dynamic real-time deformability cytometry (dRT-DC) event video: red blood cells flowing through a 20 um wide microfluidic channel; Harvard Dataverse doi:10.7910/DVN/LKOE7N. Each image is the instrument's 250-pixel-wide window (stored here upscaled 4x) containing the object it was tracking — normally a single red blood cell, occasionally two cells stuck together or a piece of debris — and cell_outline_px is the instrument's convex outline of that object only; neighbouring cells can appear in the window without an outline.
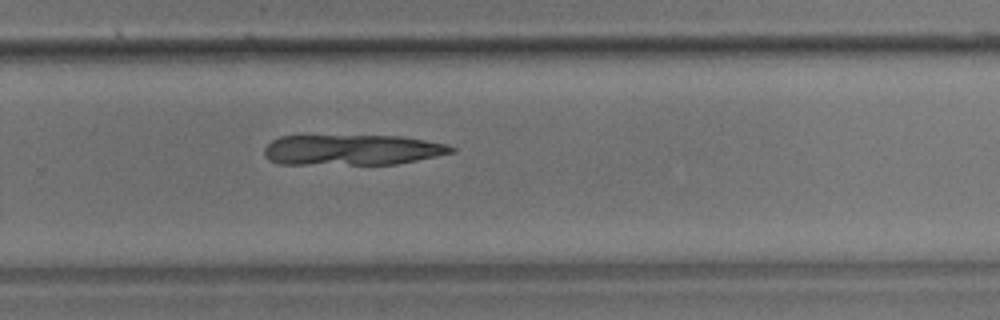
{"species": "common noctule bat (a hibernating species)", "species_latin": "Nyctalus noctula", "temperature_condition": "room temperature", "stored_images_in_passage": 36, "camera_frame_rate_fps": 3000, "um_per_image_px": 0.085, "animal": {"sex": "male", "body_mass_g": 17.9}, "frame": {"image": 1, "passage_image": 23, "time_ms": 7.333, "image_size_px": [1000, 320], "cell_outline_px": [[456, 152], [396, 164], [280, 164], [268, 160], [264, 156], [264, 148], [272, 140], [280, 136], [400, 136], [448, 144], [456, 148]], "centroid_in_image_um": [29.92, 12.74], "position_along_channel_um": 299.9, "area_um2": 33.35}}